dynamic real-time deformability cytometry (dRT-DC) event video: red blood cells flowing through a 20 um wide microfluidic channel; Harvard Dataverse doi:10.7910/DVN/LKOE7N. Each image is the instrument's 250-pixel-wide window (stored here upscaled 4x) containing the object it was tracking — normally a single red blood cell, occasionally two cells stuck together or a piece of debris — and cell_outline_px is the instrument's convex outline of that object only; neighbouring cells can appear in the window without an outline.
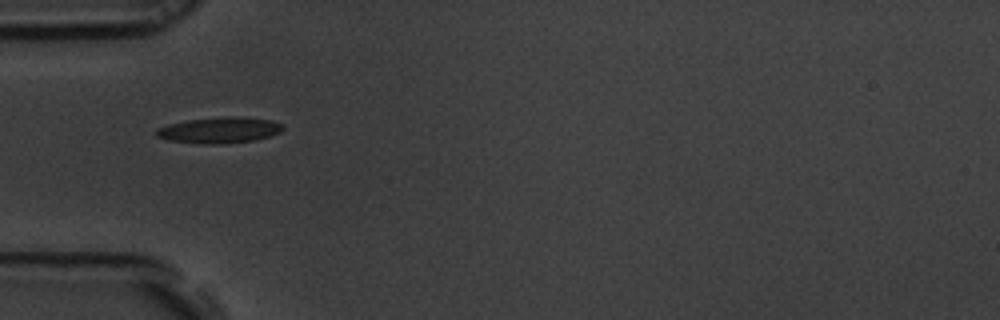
{"species": "common noctule bat (a hibernating species)", "species_latin": "Nyctalus noctula", "temperature_condition": "room temperature", "stored_images_in_passage": 31, "camera_frame_rate_fps": 3000, "um_per_image_px": 0.085, "animal": {"sex": "male", "body_mass_g": 19.5, "forearm_length_mm": 54.6}, "frame": {"image": 1, "passage_image": 1, "time_ms": 0.0, "image_size_px": [1000, 320], "cell_outline_px": [[284, 128], [280, 132], [256, 140], [220, 144], [204, 144], [168, 140], [156, 136], [156, 128], [168, 124], [188, 120], [224, 116], [240, 116], [272, 120], [280, 124]], "centroid_in_image_um": [18.64, 11.05], "position_along_channel_um": 66.4, "area_um2": 19.19}}
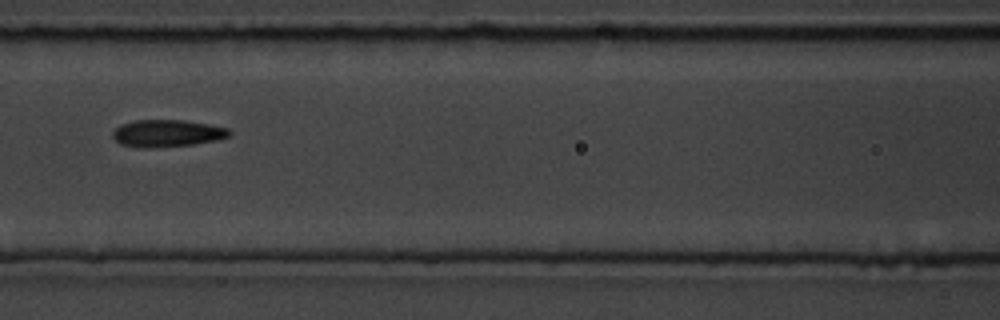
{"frame": {"image": 2, "passage_image": 8, "time_ms": 2.333, "image_size_px": [1000, 320], "cell_outline_px": [[232, 136], [216, 140], [192, 144], [148, 148], [144, 148], [120, 144], [112, 136], [112, 132], [120, 124], [136, 120], [184, 120], [208, 124], [228, 128], [232, 132]], "centroid_in_image_um": [14.22, 11.32], "position_along_channel_um": 152.4, "area_um2": 18.44}}
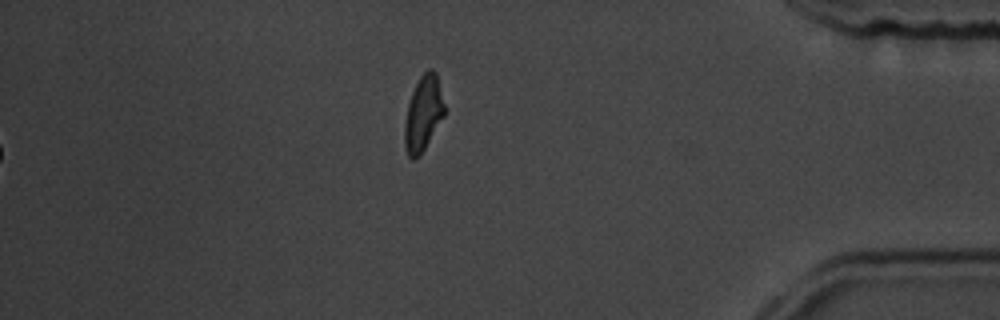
{"frame": {"image": 3, "passage_image": 31, "time_ms": 10.0, "image_size_px": [1000, 320], "cell_outline_px": [[444, 116], [420, 156], [412, 160], [408, 156], [404, 148], [404, 124], [408, 104], [412, 92], [420, 76], [428, 68], [432, 68], [436, 72], [444, 104]], "centroid_in_image_um": [35.96, 9.67], "position_along_channel_um": 399.2, "area_um2": 17.46}, "authors_computed_cell_mechanics": {"area_um2": 17.629, "velocity_mm_per_s": 3.6988, "shape_relaxation_time_tau1_ms": 4.2291, "shape_relaxation_time_tau2_ms": 5.3639, "deformation_change_tau1": 0.1364, "deformation_change_tau2": 0.1133}}